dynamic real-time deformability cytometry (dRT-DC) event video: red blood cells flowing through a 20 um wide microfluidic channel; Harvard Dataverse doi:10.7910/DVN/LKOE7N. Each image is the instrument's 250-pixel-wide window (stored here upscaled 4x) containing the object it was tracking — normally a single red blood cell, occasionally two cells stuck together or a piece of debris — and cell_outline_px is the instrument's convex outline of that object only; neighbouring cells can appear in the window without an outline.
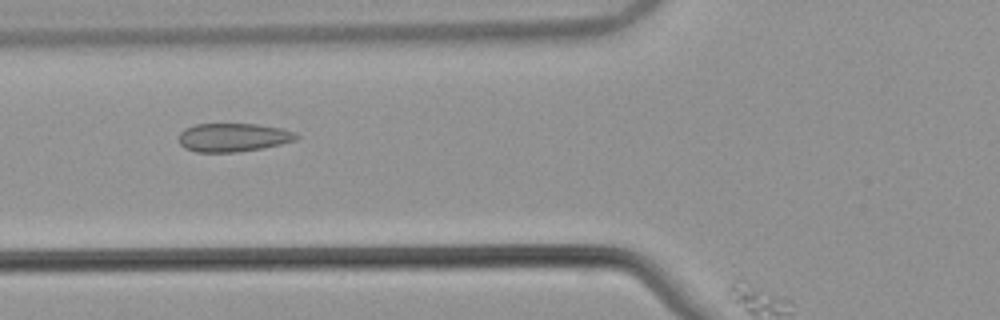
{"species": "common noctule bat (a hibernating species)", "species_latin": "Nyctalus noctula", "temperature_condition": "warm", "stored_images_in_passage": 39, "segment_of_instrument_passage": [1, 2], "camera_frame_rate_fps": 3000, "um_per_image_px": 0.085, "animal": {"sex": "male", "body_mass_g": 21.5, "forearm_length_mm": 52.0}, "frame": {"image": 1, "passage_image": 5, "time_ms": 1.333, "image_size_px": [1000, 320], "cell_outline_px": [[300, 136], [296, 140], [264, 148], [236, 152], [196, 152], [184, 148], [176, 140], [180, 132], [184, 128], [196, 124], [256, 124], [284, 128], [296, 132]], "centroid_in_image_um": [19.81, 11.68], "position_along_channel_um": 106.0, "area_um2": 19.88}}
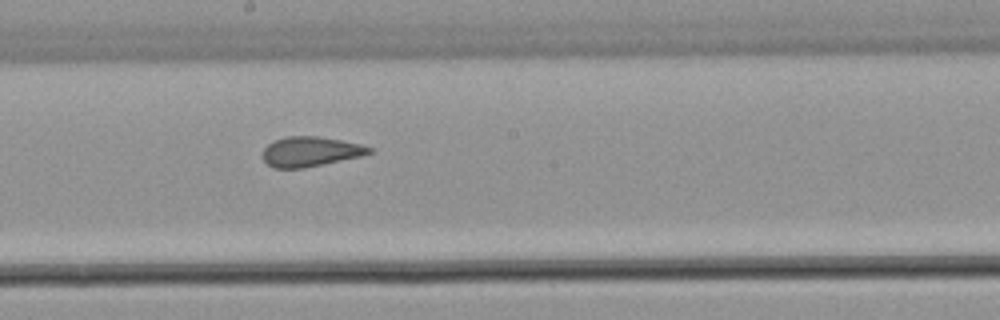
{"frame": {"image": 2, "passage_image": 14, "time_ms": 4.333, "image_size_px": [1000, 320], "cell_outline_px": [[372, 152], [360, 156], [304, 168], [272, 168], [264, 160], [264, 148], [272, 140], [288, 136], [316, 136], [340, 140], [360, 144], [372, 148]], "centroid_in_image_um": [26.35, 12.88], "position_along_channel_um": 221.8, "area_um2": 18.32}}
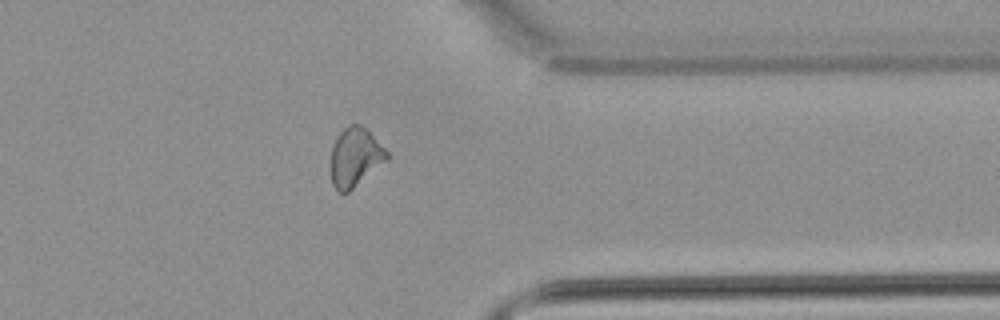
{"frame": {"image": 3, "passage_image": 27, "time_ms": 8.667, "image_size_px": [1000, 320], "cell_outline_px": [[388, 160], [348, 192], [340, 192], [332, 184], [328, 164], [332, 144], [336, 136], [348, 124], [360, 124], [368, 128], [388, 152]], "centroid_in_image_um": [30.15, 13.33], "position_along_channel_um": 381.2, "area_um2": 19.83}}